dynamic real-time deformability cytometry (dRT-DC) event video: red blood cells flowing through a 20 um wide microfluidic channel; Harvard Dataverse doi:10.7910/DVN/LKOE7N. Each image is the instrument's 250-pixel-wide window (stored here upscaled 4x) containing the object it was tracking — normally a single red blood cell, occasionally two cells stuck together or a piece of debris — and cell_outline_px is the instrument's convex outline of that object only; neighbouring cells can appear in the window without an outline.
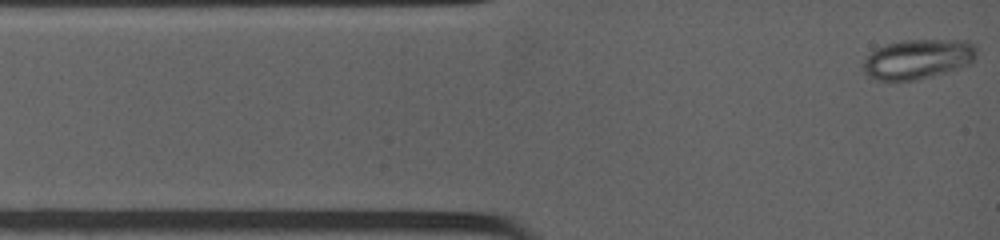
{"species": "common noctule bat (a hibernating species)", "species_latin": "Nyctalus noctula", "temperature_condition": "warm", "stored_images_in_passage": 50, "camera_frame_rate_fps": 4500, "um_per_image_px": 0.085, "animal": {"sex": "female", "body_mass_g": 19.0, "forearm_length_mm": 53.3}, "frame": {"image": 1, "passage_image": 1, "time_ms": 0.0, "image_size_px": [1000, 240], "cell_outline_px": [[976, 56], [972, 64], [948, 72], [916, 80], [876, 80], [868, 76], [864, 72], [864, 60], [876, 48], [888, 44], [904, 40], [968, 40], [976, 48]], "centroid_in_image_um": [78.06, 5.03], "position_along_channel_um": 6.9, "area_um2": 26.3}}
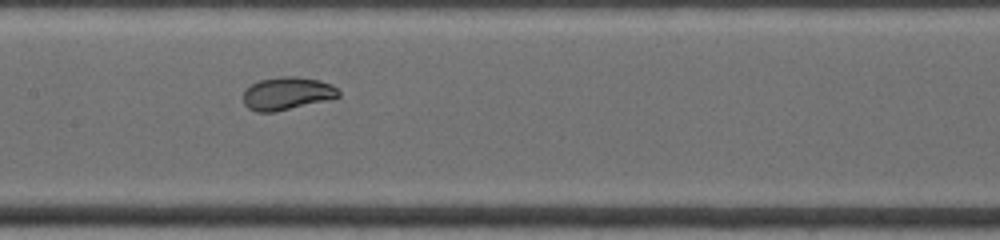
{"frame": {"image": 2, "passage_image": 34, "time_ms": 5.556, "image_size_px": [1000, 240], "cell_outline_px": [[340, 96], [276, 112], [256, 112], [248, 108], [244, 104], [244, 88], [260, 80], [280, 76], [296, 76], [320, 80], [332, 84], [340, 92]], "centroid_in_image_um": [24.37, 7.93], "position_along_channel_um": 183.0, "area_um2": 18.21}}
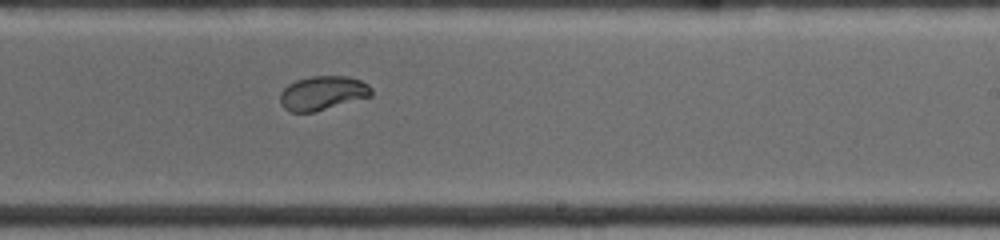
{"frame": {"image": 3, "passage_image": 41, "time_ms": 7.556, "image_size_px": [1000, 240], "cell_outline_px": [[372, 96], [312, 112], [292, 112], [284, 108], [280, 104], [280, 92], [288, 84], [296, 80], [312, 76], [348, 76], [360, 80], [368, 84], [372, 88]], "centroid_in_image_um": [27.42, 7.9], "position_along_channel_um": 261.6, "area_um2": 18.09}}